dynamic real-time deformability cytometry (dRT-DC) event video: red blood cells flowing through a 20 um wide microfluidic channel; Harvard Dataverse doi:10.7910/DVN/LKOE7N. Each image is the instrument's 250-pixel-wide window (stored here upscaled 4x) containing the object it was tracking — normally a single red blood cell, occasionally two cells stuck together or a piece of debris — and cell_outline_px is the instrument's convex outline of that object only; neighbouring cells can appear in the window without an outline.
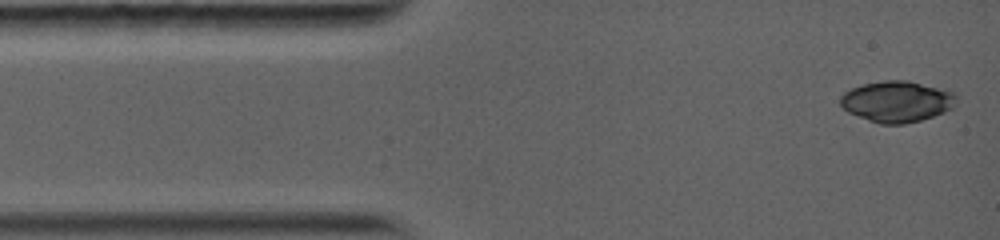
{"species": "common noctule bat (a hibernating species)", "species_latin": "Nyctalus noctula", "temperature_condition": "warm", "stored_images_in_passage": 12, "camera_frame_rate_fps": 5000, "um_per_image_px": 0.085, "animal": {"sex": "female", "body_mass_g": 19.0, "forearm_length_mm": 56.7}, "frame": {"image": 1, "passage_image": 1, "time_ms": 0.0, "image_size_px": [1000, 240], "cell_outline_px": [[956, 104], [952, 108], [944, 112], [920, 120], [904, 124], [880, 124], [868, 120], [848, 112], [840, 104], [840, 96], [844, 92], [852, 88], [864, 84], [884, 80], [908, 80], [952, 92], [956, 96]], "centroid_in_image_um": [76.21, 8.63], "position_along_channel_um": 8.8, "area_um2": 27.57}}
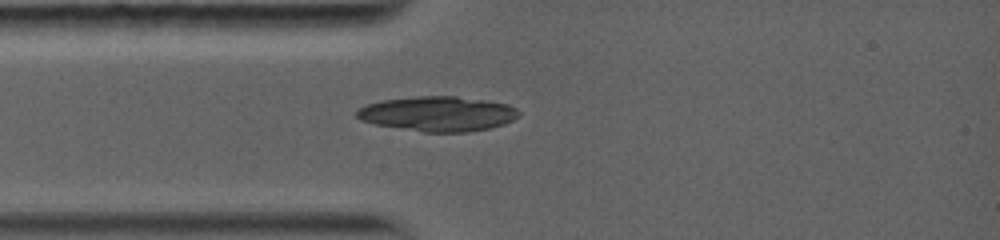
{"frame": {"image": 2, "passage_image": 12, "time_ms": 2.6, "image_size_px": [1000, 240], "cell_outline_px": [[520, 116], [504, 124], [488, 128], [468, 132], [424, 132], [376, 124], [360, 120], [356, 116], [356, 108], [380, 100], [420, 96], [456, 96], [488, 100], [508, 104], [516, 108], [520, 112]], "centroid_in_image_um": [37.23, 9.66], "position_along_channel_um": 47.8, "area_um2": 33.06}}